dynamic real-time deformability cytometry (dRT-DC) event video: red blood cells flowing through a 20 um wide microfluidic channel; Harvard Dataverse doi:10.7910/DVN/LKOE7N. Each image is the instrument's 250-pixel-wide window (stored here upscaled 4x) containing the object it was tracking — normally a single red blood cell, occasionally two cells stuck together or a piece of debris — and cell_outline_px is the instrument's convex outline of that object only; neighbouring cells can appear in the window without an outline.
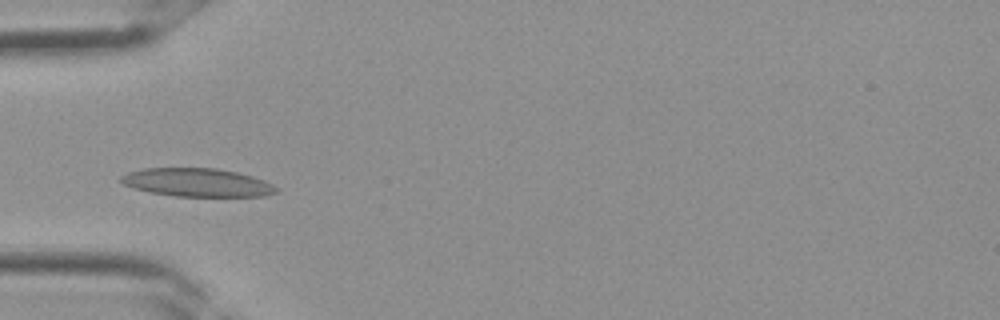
{"species": "Egyptian fruit bat (a non-hibernating species)", "species_latin": "Rousettus aegyptiacus", "temperature_condition": "room temperature", "stored_images_in_passage": 3, "camera_frame_rate_fps": 3000, "um_per_image_px": 0.085, "frame": {"image": 1, "passage_image": 3, "time_ms": 0.667, "image_size_px": [1000, 320], "cell_outline_px": [[276, 192], [264, 196], [176, 196], [148, 192], [132, 188], [124, 184], [120, 180], [120, 176], [128, 172], [144, 168], [216, 168], [236, 172], [252, 176], [264, 180], [272, 184], [276, 188]], "centroid_in_image_um": [16.72, 15.51], "position_along_channel_um": 68.3, "area_um2": 25.55}}